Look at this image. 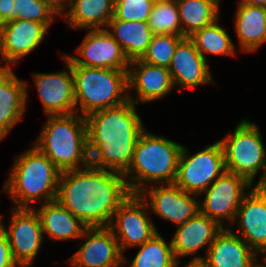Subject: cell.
Wrapping results in <instances>:
<instances>
[{
	"label": "cell",
	"instance_id": "obj_30",
	"mask_svg": "<svg viewBox=\"0 0 266 267\" xmlns=\"http://www.w3.org/2000/svg\"><path fill=\"white\" fill-rule=\"evenodd\" d=\"M147 22L153 34L182 36L179 9L176 1L154 4Z\"/></svg>",
	"mask_w": 266,
	"mask_h": 267
},
{
	"label": "cell",
	"instance_id": "obj_33",
	"mask_svg": "<svg viewBox=\"0 0 266 267\" xmlns=\"http://www.w3.org/2000/svg\"><path fill=\"white\" fill-rule=\"evenodd\" d=\"M152 0H115L113 17L124 21H148Z\"/></svg>",
	"mask_w": 266,
	"mask_h": 267
},
{
	"label": "cell",
	"instance_id": "obj_40",
	"mask_svg": "<svg viewBox=\"0 0 266 267\" xmlns=\"http://www.w3.org/2000/svg\"><path fill=\"white\" fill-rule=\"evenodd\" d=\"M6 19L2 16L0 12V31L3 29V27L6 25Z\"/></svg>",
	"mask_w": 266,
	"mask_h": 267
},
{
	"label": "cell",
	"instance_id": "obj_26",
	"mask_svg": "<svg viewBox=\"0 0 266 267\" xmlns=\"http://www.w3.org/2000/svg\"><path fill=\"white\" fill-rule=\"evenodd\" d=\"M235 28L241 51L254 52L266 42V8L238 5Z\"/></svg>",
	"mask_w": 266,
	"mask_h": 267
},
{
	"label": "cell",
	"instance_id": "obj_43",
	"mask_svg": "<svg viewBox=\"0 0 266 267\" xmlns=\"http://www.w3.org/2000/svg\"><path fill=\"white\" fill-rule=\"evenodd\" d=\"M264 255V258H263V261H265V265L263 264H261V267H266V252L263 254Z\"/></svg>",
	"mask_w": 266,
	"mask_h": 267
},
{
	"label": "cell",
	"instance_id": "obj_32",
	"mask_svg": "<svg viewBox=\"0 0 266 267\" xmlns=\"http://www.w3.org/2000/svg\"><path fill=\"white\" fill-rule=\"evenodd\" d=\"M54 15V16H53ZM57 14L41 0H14L13 20H31L50 27Z\"/></svg>",
	"mask_w": 266,
	"mask_h": 267
},
{
	"label": "cell",
	"instance_id": "obj_4",
	"mask_svg": "<svg viewBox=\"0 0 266 267\" xmlns=\"http://www.w3.org/2000/svg\"><path fill=\"white\" fill-rule=\"evenodd\" d=\"M14 161L3 191L15 208H33L30 203L39 198L45 203L56 200L61 171L46 155L33 145Z\"/></svg>",
	"mask_w": 266,
	"mask_h": 267
},
{
	"label": "cell",
	"instance_id": "obj_41",
	"mask_svg": "<svg viewBox=\"0 0 266 267\" xmlns=\"http://www.w3.org/2000/svg\"><path fill=\"white\" fill-rule=\"evenodd\" d=\"M4 233V223L2 222V216L0 214V236Z\"/></svg>",
	"mask_w": 266,
	"mask_h": 267
},
{
	"label": "cell",
	"instance_id": "obj_6",
	"mask_svg": "<svg viewBox=\"0 0 266 267\" xmlns=\"http://www.w3.org/2000/svg\"><path fill=\"white\" fill-rule=\"evenodd\" d=\"M76 113L83 117L123 104L128 99V69L71 65Z\"/></svg>",
	"mask_w": 266,
	"mask_h": 267
},
{
	"label": "cell",
	"instance_id": "obj_42",
	"mask_svg": "<svg viewBox=\"0 0 266 267\" xmlns=\"http://www.w3.org/2000/svg\"><path fill=\"white\" fill-rule=\"evenodd\" d=\"M154 4H160V3H166V2H172L176 0H152Z\"/></svg>",
	"mask_w": 266,
	"mask_h": 267
},
{
	"label": "cell",
	"instance_id": "obj_24",
	"mask_svg": "<svg viewBox=\"0 0 266 267\" xmlns=\"http://www.w3.org/2000/svg\"><path fill=\"white\" fill-rule=\"evenodd\" d=\"M114 3L115 0H69L64 17L70 28L106 29L113 17Z\"/></svg>",
	"mask_w": 266,
	"mask_h": 267
},
{
	"label": "cell",
	"instance_id": "obj_27",
	"mask_svg": "<svg viewBox=\"0 0 266 267\" xmlns=\"http://www.w3.org/2000/svg\"><path fill=\"white\" fill-rule=\"evenodd\" d=\"M220 0H176L182 37H189L195 31L214 23L220 16Z\"/></svg>",
	"mask_w": 266,
	"mask_h": 267
},
{
	"label": "cell",
	"instance_id": "obj_19",
	"mask_svg": "<svg viewBox=\"0 0 266 267\" xmlns=\"http://www.w3.org/2000/svg\"><path fill=\"white\" fill-rule=\"evenodd\" d=\"M136 68V69H135ZM134 88L136 100L128 94L135 105L158 100L171 93L174 88L168 68L152 65L136 59L130 61L128 69V88Z\"/></svg>",
	"mask_w": 266,
	"mask_h": 267
},
{
	"label": "cell",
	"instance_id": "obj_7",
	"mask_svg": "<svg viewBox=\"0 0 266 267\" xmlns=\"http://www.w3.org/2000/svg\"><path fill=\"white\" fill-rule=\"evenodd\" d=\"M220 142L224 150L226 171L242 176L255 185L253 180L262 170L257 186L266 174V153L257 125L244 119L237 124L232 134H227Z\"/></svg>",
	"mask_w": 266,
	"mask_h": 267
},
{
	"label": "cell",
	"instance_id": "obj_38",
	"mask_svg": "<svg viewBox=\"0 0 266 267\" xmlns=\"http://www.w3.org/2000/svg\"><path fill=\"white\" fill-rule=\"evenodd\" d=\"M180 262H181L180 260L177 261L175 267H178ZM182 267H208V266L203 260H190L188 264H185V266H182Z\"/></svg>",
	"mask_w": 266,
	"mask_h": 267
},
{
	"label": "cell",
	"instance_id": "obj_35",
	"mask_svg": "<svg viewBox=\"0 0 266 267\" xmlns=\"http://www.w3.org/2000/svg\"><path fill=\"white\" fill-rule=\"evenodd\" d=\"M43 1L52 11L59 16H64L65 3L69 6V0H41Z\"/></svg>",
	"mask_w": 266,
	"mask_h": 267
},
{
	"label": "cell",
	"instance_id": "obj_34",
	"mask_svg": "<svg viewBox=\"0 0 266 267\" xmlns=\"http://www.w3.org/2000/svg\"><path fill=\"white\" fill-rule=\"evenodd\" d=\"M0 267H19L15 262L7 236H0Z\"/></svg>",
	"mask_w": 266,
	"mask_h": 267
},
{
	"label": "cell",
	"instance_id": "obj_9",
	"mask_svg": "<svg viewBox=\"0 0 266 267\" xmlns=\"http://www.w3.org/2000/svg\"><path fill=\"white\" fill-rule=\"evenodd\" d=\"M147 208L149 207L142 196L131 193L114 212L108 227L122 253L130 247L144 244L158 233Z\"/></svg>",
	"mask_w": 266,
	"mask_h": 267
},
{
	"label": "cell",
	"instance_id": "obj_5",
	"mask_svg": "<svg viewBox=\"0 0 266 267\" xmlns=\"http://www.w3.org/2000/svg\"><path fill=\"white\" fill-rule=\"evenodd\" d=\"M34 146L61 172L90 164L86 119L77 113L48 116Z\"/></svg>",
	"mask_w": 266,
	"mask_h": 267
},
{
	"label": "cell",
	"instance_id": "obj_18",
	"mask_svg": "<svg viewBox=\"0 0 266 267\" xmlns=\"http://www.w3.org/2000/svg\"><path fill=\"white\" fill-rule=\"evenodd\" d=\"M205 255L192 260H203L208 267H261L258 254L229 227L216 235Z\"/></svg>",
	"mask_w": 266,
	"mask_h": 267
},
{
	"label": "cell",
	"instance_id": "obj_15",
	"mask_svg": "<svg viewBox=\"0 0 266 267\" xmlns=\"http://www.w3.org/2000/svg\"><path fill=\"white\" fill-rule=\"evenodd\" d=\"M152 187L148 189L149 191L144 189L139 195L146 200L148 207L159 217L179 226L200 212V201L193 198V195H198L188 193L174 183ZM147 198L150 202L147 201Z\"/></svg>",
	"mask_w": 266,
	"mask_h": 267
},
{
	"label": "cell",
	"instance_id": "obj_22",
	"mask_svg": "<svg viewBox=\"0 0 266 267\" xmlns=\"http://www.w3.org/2000/svg\"><path fill=\"white\" fill-rule=\"evenodd\" d=\"M27 85L17 78L12 68L0 67V141L23 119Z\"/></svg>",
	"mask_w": 266,
	"mask_h": 267
},
{
	"label": "cell",
	"instance_id": "obj_29",
	"mask_svg": "<svg viewBox=\"0 0 266 267\" xmlns=\"http://www.w3.org/2000/svg\"><path fill=\"white\" fill-rule=\"evenodd\" d=\"M137 247L139 251L129 267H175L177 263L171 242L167 244L159 232Z\"/></svg>",
	"mask_w": 266,
	"mask_h": 267
},
{
	"label": "cell",
	"instance_id": "obj_1",
	"mask_svg": "<svg viewBox=\"0 0 266 267\" xmlns=\"http://www.w3.org/2000/svg\"><path fill=\"white\" fill-rule=\"evenodd\" d=\"M130 194L123 174L89 164L61 172L56 201L87 227H107Z\"/></svg>",
	"mask_w": 266,
	"mask_h": 267
},
{
	"label": "cell",
	"instance_id": "obj_13",
	"mask_svg": "<svg viewBox=\"0 0 266 267\" xmlns=\"http://www.w3.org/2000/svg\"><path fill=\"white\" fill-rule=\"evenodd\" d=\"M76 52L82 57L81 59L77 56L65 55L71 65L129 69V59L106 29L89 30Z\"/></svg>",
	"mask_w": 266,
	"mask_h": 267
},
{
	"label": "cell",
	"instance_id": "obj_25",
	"mask_svg": "<svg viewBox=\"0 0 266 267\" xmlns=\"http://www.w3.org/2000/svg\"><path fill=\"white\" fill-rule=\"evenodd\" d=\"M106 28L122 47L129 61L143 57L153 36L148 22L145 21H124L112 17Z\"/></svg>",
	"mask_w": 266,
	"mask_h": 267
},
{
	"label": "cell",
	"instance_id": "obj_16",
	"mask_svg": "<svg viewBox=\"0 0 266 267\" xmlns=\"http://www.w3.org/2000/svg\"><path fill=\"white\" fill-rule=\"evenodd\" d=\"M238 236L258 255L266 252V194L256 185L244 196L234 219ZM241 232V233H240Z\"/></svg>",
	"mask_w": 266,
	"mask_h": 267
},
{
	"label": "cell",
	"instance_id": "obj_2",
	"mask_svg": "<svg viewBox=\"0 0 266 267\" xmlns=\"http://www.w3.org/2000/svg\"><path fill=\"white\" fill-rule=\"evenodd\" d=\"M135 104L95 111L85 117L90 165L124 174L130 167L139 135L146 130Z\"/></svg>",
	"mask_w": 266,
	"mask_h": 267
},
{
	"label": "cell",
	"instance_id": "obj_8",
	"mask_svg": "<svg viewBox=\"0 0 266 267\" xmlns=\"http://www.w3.org/2000/svg\"><path fill=\"white\" fill-rule=\"evenodd\" d=\"M225 171L224 150L220 140L193 155L183 146L174 184L188 193L201 195Z\"/></svg>",
	"mask_w": 266,
	"mask_h": 267
},
{
	"label": "cell",
	"instance_id": "obj_11",
	"mask_svg": "<svg viewBox=\"0 0 266 267\" xmlns=\"http://www.w3.org/2000/svg\"><path fill=\"white\" fill-rule=\"evenodd\" d=\"M8 229L4 226L13 258L19 267H29L44 240L38 214L33 208H13Z\"/></svg>",
	"mask_w": 266,
	"mask_h": 267
},
{
	"label": "cell",
	"instance_id": "obj_21",
	"mask_svg": "<svg viewBox=\"0 0 266 267\" xmlns=\"http://www.w3.org/2000/svg\"><path fill=\"white\" fill-rule=\"evenodd\" d=\"M222 229L215 220L201 212L179 225L170 241L177 261L181 256L196 254L205 246H207L205 249L207 253L216 235Z\"/></svg>",
	"mask_w": 266,
	"mask_h": 267
},
{
	"label": "cell",
	"instance_id": "obj_31",
	"mask_svg": "<svg viewBox=\"0 0 266 267\" xmlns=\"http://www.w3.org/2000/svg\"><path fill=\"white\" fill-rule=\"evenodd\" d=\"M183 38L174 34H153L147 51L141 60L152 65L168 68L176 47Z\"/></svg>",
	"mask_w": 266,
	"mask_h": 267
},
{
	"label": "cell",
	"instance_id": "obj_37",
	"mask_svg": "<svg viewBox=\"0 0 266 267\" xmlns=\"http://www.w3.org/2000/svg\"><path fill=\"white\" fill-rule=\"evenodd\" d=\"M238 5H252L266 8V0H241Z\"/></svg>",
	"mask_w": 266,
	"mask_h": 267
},
{
	"label": "cell",
	"instance_id": "obj_14",
	"mask_svg": "<svg viewBox=\"0 0 266 267\" xmlns=\"http://www.w3.org/2000/svg\"><path fill=\"white\" fill-rule=\"evenodd\" d=\"M62 56L68 71L34 74V84L38 90L44 113L48 116L76 113L71 63L65 55Z\"/></svg>",
	"mask_w": 266,
	"mask_h": 267
},
{
	"label": "cell",
	"instance_id": "obj_20",
	"mask_svg": "<svg viewBox=\"0 0 266 267\" xmlns=\"http://www.w3.org/2000/svg\"><path fill=\"white\" fill-rule=\"evenodd\" d=\"M208 62L197 50L189 37H184L177 45L168 67L173 85L180 88H193L212 83Z\"/></svg>",
	"mask_w": 266,
	"mask_h": 267
},
{
	"label": "cell",
	"instance_id": "obj_10",
	"mask_svg": "<svg viewBox=\"0 0 266 267\" xmlns=\"http://www.w3.org/2000/svg\"><path fill=\"white\" fill-rule=\"evenodd\" d=\"M252 186L244 177L225 171L204 191L200 212L225 228L223 220L227 218L226 221L234 222L236 212L248 193L245 190H251Z\"/></svg>",
	"mask_w": 266,
	"mask_h": 267
},
{
	"label": "cell",
	"instance_id": "obj_3",
	"mask_svg": "<svg viewBox=\"0 0 266 267\" xmlns=\"http://www.w3.org/2000/svg\"><path fill=\"white\" fill-rule=\"evenodd\" d=\"M182 148L183 145L144 130L136 142L132 163L123 174L130 193L140 194L147 189L144 183H174Z\"/></svg>",
	"mask_w": 266,
	"mask_h": 267
},
{
	"label": "cell",
	"instance_id": "obj_23",
	"mask_svg": "<svg viewBox=\"0 0 266 267\" xmlns=\"http://www.w3.org/2000/svg\"><path fill=\"white\" fill-rule=\"evenodd\" d=\"M33 209L39 216L43 233L53 240L81 238L87 228L56 200L44 202L38 209L33 206Z\"/></svg>",
	"mask_w": 266,
	"mask_h": 267
},
{
	"label": "cell",
	"instance_id": "obj_12",
	"mask_svg": "<svg viewBox=\"0 0 266 267\" xmlns=\"http://www.w3.org/2000/svg\"><path fill=\"white\" fill-rule=\"evenodd\" d=\"M82 238L85 242L69 259L71 267H119L126 263L124 253L111 229L107 227H87Z\"/></svg>",
	"mask_w": 266,
	"mask_h": 267
},
{
	"label": "cell",
	"instance_id": "obj_17",
	"mask_svg": "<svg viewBox=\"0 0 266 267\" xmlns=\"http://www.w3.org/2000/svg\"><path fill=\"white\" fill-rule=\"evenodd\" d=\"M48 28L40 22L16 19L0 31V55L5 66L11 68L23 56L30 54L42 43Z\"/></svg>",
	"mask_w": 266,
	"mask_h": 267
},
{
	"label": "cell",
	"instance_id": "obj_36",
	"mask_svg": "<svg viewBox=\"0 0 266 267\" xmlns=\"http://www.w3.org/2000/svg\"><path fill=\"white\" fill-rule=\"evenodd\" d=\"M13 1L14 0H0V12L6 19V23L13 21Z\"/></svg>",
	"mask_w": 266,
	"mask_h": 267
},
{
	"label": "cell",
	"instance_id": "obj_28",
	"mask_svg": "<svg viewBox=\"0 0 266 267\" xmlns=\"http://www.w3.org/2000/svg\"><path fill=\"white\" fill-rule=\"evenodd\" d=\"M217 19L211 25L195 31L189 38L194 42L197 50L206 59L207 54L213 55H235V45L230 36L218 24Z\"/></svg>",
	"mask_w": 266,
	"mask_h": 267
},
{
	"label": "cell",
	"instance_id": "obj_39",
	"mask_svg": "<svg viewBox=\"0 0 266 267\" xmlns=\"http://www.w3.org/2000/svg\"><path fill=\"white\" fill-rule=\"evenodd\" d=\"M257 187L266 194V174L264 179L257 185Z\"/></svg>",
	"mask_w": 266,
	"mask_h": 267
}]
</instances>
